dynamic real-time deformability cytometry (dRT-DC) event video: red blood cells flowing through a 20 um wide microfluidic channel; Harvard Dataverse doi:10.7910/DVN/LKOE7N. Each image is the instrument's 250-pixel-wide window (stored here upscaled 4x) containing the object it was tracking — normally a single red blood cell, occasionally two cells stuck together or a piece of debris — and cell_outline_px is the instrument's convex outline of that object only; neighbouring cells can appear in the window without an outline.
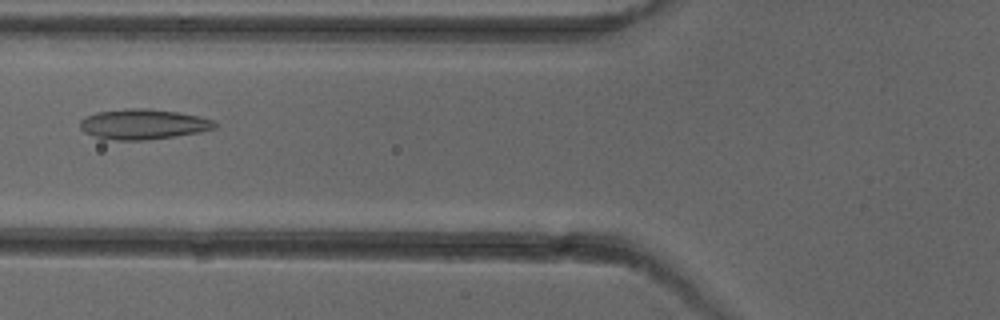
{"species": "common noctule bat (a hibernating species)", "species_latin": "Nyctalus noctula", "temperature_condition": "cold", "stored_images_in_passage": 6, "camera_frame_rate_fps": 3000, "um_per_image_px": 0.085, "animal": {"sex": "female"}, "frame": {"image": 1, "passage_image": 5, "time_ms": 4.667, "image_size_px": [1000, 320], "cell_outline_px": [[220, 124], [216, 128], [200, 132], [148, 140], [104, 140], [84, 132], [80, 128], [80, 120], [84, 116], [96, 112], [124, 108], [148, 108], [176, 112], [196, 116], [212, 120]], "centroid_in_image_um": [12.12, 10.56], "position_along_channel_um": 113.7, "area_um2": 23.99}}
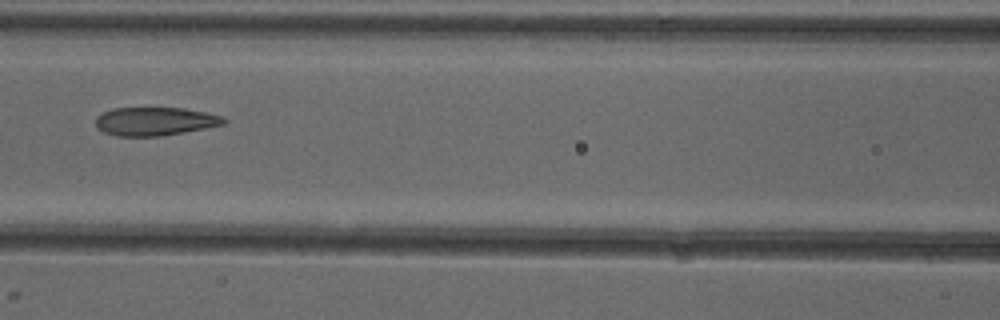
{"frame": {"image": 2, "passage_image": 6, "time_ms": 5.667, "image_size_px": [1000, 320], "cell_outline_px": [[228, 120], [224, 124], [204, 128], [160, 136], [116, 136], [104, 132], [96, 128], [96, 116], [112, 108], [184, 108], [224, 116]], "centroid_in_image_um": [13.16, 10.31], "position_along_channel_um": 153.4, "area_um2": 21.15}}